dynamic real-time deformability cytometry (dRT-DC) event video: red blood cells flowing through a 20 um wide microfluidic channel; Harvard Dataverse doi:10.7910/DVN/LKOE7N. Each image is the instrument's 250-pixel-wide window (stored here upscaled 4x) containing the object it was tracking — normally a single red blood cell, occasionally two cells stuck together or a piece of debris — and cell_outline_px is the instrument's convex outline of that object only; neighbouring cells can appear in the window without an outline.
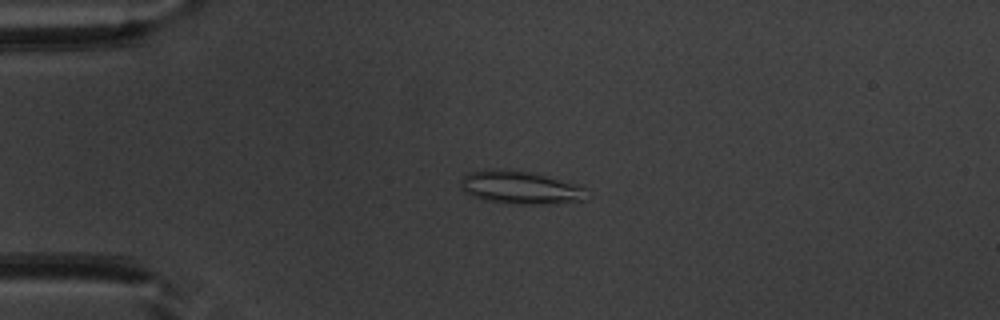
{"species": "common noctule bat (a hibernating species)", "species_latin": "Nyctalus noctula", "temperature_condition": "warm", "stored_images_in_passage": 52, "camera_frame_rate_fps": 3000, "um_per_image_px": 0.085, "animal": {"sex": "male", "body_mass_g": 20.1, "forearm_length_mm": 53.5}, "frame": {"image": 1, "passage_image": 13, "time_ms": 4.0, "image_size_px": [1000, 320], "cell_outline_px": [[584, 200], [556, 204], [508, 204], [484, 200], [472, 196], [464, 192], [460, 188], [460, 180], [468, 172], [488, 168], [532, 172], [580, 184], [584, 188]], "centroid_in_image_um": [44.18, 15.94], "position_along_channel_um": 40.8, "area_um2": 24.62}}
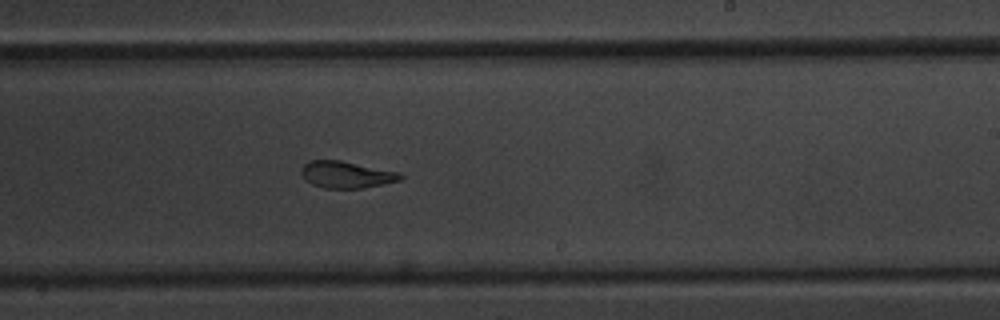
{"frame": {"image": 2, "passage_image": 32, "time_ms": 10.333, "image_size_px": [1000, 320], "cell_outline_px": [[404, 176], [400, 180], [384, 184], [364, 188], [324, 188], [312, 184], [304, 180], [300, 172], [300, 168], [308, 160], [340, 160], [400, 172]], "centroid_in_image_um": [29.42, 14.84], "position_along_channel_um": 259.6, "area_um2": 15.66}}
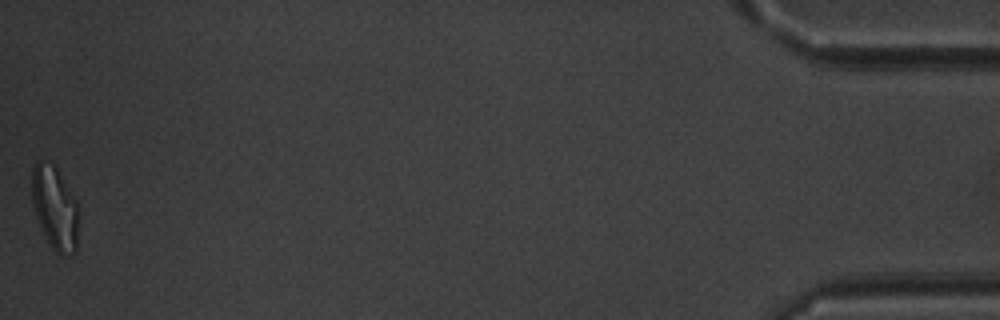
{"frame": {"image": 3, "passage_image": 52, "time_ms": 17.0, "image_size_px": [1000, 320], "cell_outline_px": [[76, 252], [64, 256], [60, 256], [52, 248], [36, 216], [32, 204], [32, 168], [36, 160], [40, 160], [52, 164], [56, 168], [76, 200]], "centroid_in_image_um": [4.63, 17.65], "position_along_channel_um": 430.6, "area_um2": 22.08}, "authors_computed_cell_mechanics": {"area_um2": 18.2359, "velocity_mm_per_s": 3.9394, "shape_relaxation_time_tau1_ms": null, "shape_relaxation_time_tau2_ms": 2.3707, "deformation_change_tau1": null, "deformation_change_tau2": 0.0798}}